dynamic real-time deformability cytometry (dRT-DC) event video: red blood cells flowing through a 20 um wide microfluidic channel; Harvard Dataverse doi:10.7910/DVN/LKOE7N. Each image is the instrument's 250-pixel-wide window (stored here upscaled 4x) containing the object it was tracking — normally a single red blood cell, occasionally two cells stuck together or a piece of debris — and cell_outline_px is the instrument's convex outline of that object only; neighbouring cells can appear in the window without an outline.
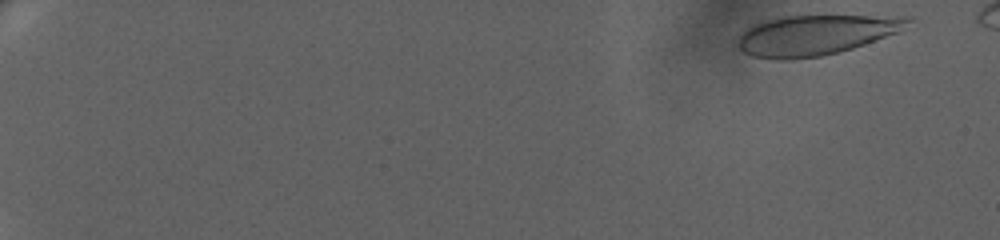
{"species": "human", "species_latin": "Homo sapiens", "temperature_condition": "warm", "stored_images_in_passage": 68, "camera_frame_rate_fps": 3000, "um_per_image_px": 0.085, "donor": {"sex": "female"}, "frame": {"image": 1, "passage_image": 3, "time_ms": 0.667, "image_size_px": [1000, 240], "cell_outline_px": [[912, 20], [896, 32], [864, 44], [840, 52], [820, 56], [792, 60], [776, 60], [752, 56], [744, 52], [740, 48], [740, 36], [752, 24], [764, 20], [780, 16], [912, 16]], "centroid_in_image_um": [69.29, 2.98], "position_along_channel_um": 15.7, "area_um2": 39.36}}
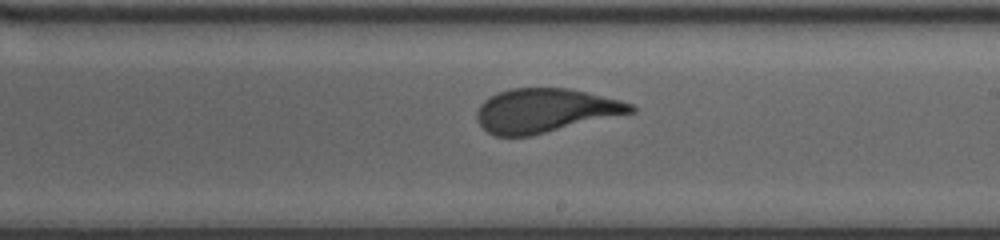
{"frame": {"image": 2, "passage_image": 44, "time_ms": 14.333, "image_size_px": [1000, 240], "cell_outline_px": [[636, 112], [528, 136], [496, 136], [488, 132], [476, 120], [476, 112], [480, 104], [484, 100], [500, 92], [512, 88], [568, 88], [588, 92], [620, 100], [632, 104], [636, 108]], "centroid_in_image_um": [46.35, 9.39], "position_along_channel_um": 242.7, "area_um2": 39.19}}
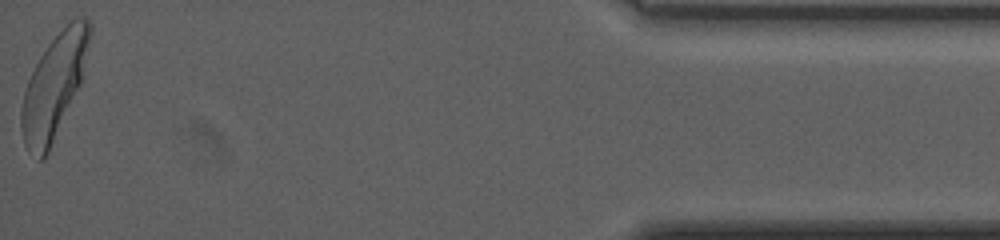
{"frame": {"image": 3, "passage_image": 68, "time_ms": 22.333, "image_size_px": [1000, 240], "cell_outline_px": [[92, 32], [84, 80], [44, 160], [36, 160], [28, 152], [24, 144], [20, 128], [20, 112], [24, 92], [28, 80], [40, 56], [48, 44], [76, 16], [80, 16], [88, 20], [92, 24]], "centroid_in_image_um": [4.63, 7.35], "position_along_channel_um": 430.6, "area_um2": 41.96}, "authors_computed_cell_mechanics": {"area_um2": 39.9976, "velocity_mm_per_s": 3.1677, "shape_relaxation_time_tau1_ms": 4.8799, "shape_relaxation_time_tau2_ms": null, "deformation_change_tau1": 0.1852, "deformation_change_tau2": null}}